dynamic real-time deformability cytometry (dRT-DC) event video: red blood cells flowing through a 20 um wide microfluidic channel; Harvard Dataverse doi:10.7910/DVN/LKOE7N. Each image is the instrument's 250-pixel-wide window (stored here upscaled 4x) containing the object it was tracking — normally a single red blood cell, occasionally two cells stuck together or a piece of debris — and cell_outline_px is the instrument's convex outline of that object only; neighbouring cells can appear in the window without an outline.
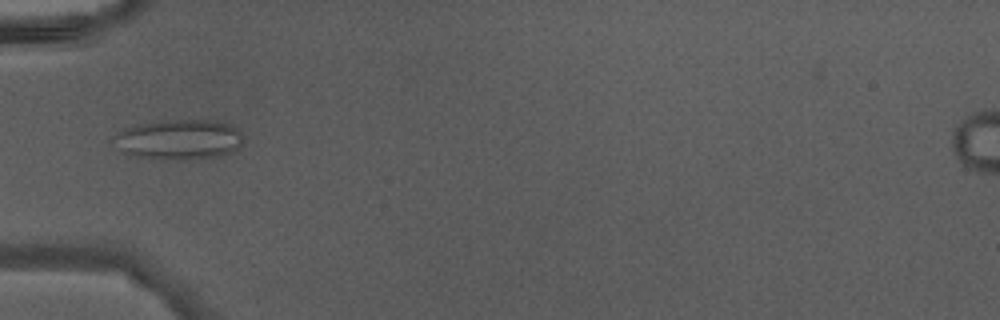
{"species": "Egyptian fruit bat (a non-hibernating species)", "species_latin": "Rousettus aegyptiacus", "temperature_condition": "warm", "stored_images_in_passage": 27, "camera_frame_rate_fps": 3000, "um_per_image_px": 0.085, "animal": {"sex": "male"}, "frame": {"image": 1, "passage_image": 1, "time_ms": 0.0, "image_size_px": [1000, 320], "cell_outline_px": [[244, 140], [232, 152], [220, 156], [184, 160], [176, 160], [140, 156], [124, 152], [116, 136], [124, 128], [144, 124], [176, 120], [216, 120], [232, 124], [240, 132]], "centroid_in_image_um": [15.37, 11.85], "position_along_channel_um": 69.6, "area_um2": 29.42}}